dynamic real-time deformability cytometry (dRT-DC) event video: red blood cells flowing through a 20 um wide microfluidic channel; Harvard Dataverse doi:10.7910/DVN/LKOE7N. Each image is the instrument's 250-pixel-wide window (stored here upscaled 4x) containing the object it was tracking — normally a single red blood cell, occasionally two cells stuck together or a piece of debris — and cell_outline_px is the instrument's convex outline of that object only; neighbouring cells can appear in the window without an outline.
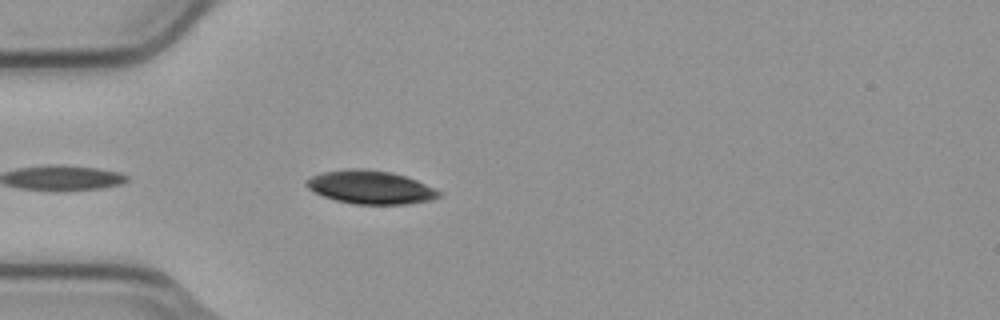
{"species": "common noctule bat (a hibernating species)", "species_latin": "Nyctalus noctula", "temperature_condition": "cold", "stored_images_in_passage": 5, "camera_frame_rate_fps": 3000, "um_per_image_px": 0.085, "animal": {"sex": "male", "body_mass_g": 23.1, "forearm_length_mm": 52.7}, "frame": {"image": 1, "passage_image": 5, "time_ms": 1.333, "image_size_px": [1000, 320], "cell_outline_px": [[440, 196], [432, 200], [408, 204], [356, 204], [336, 200], [324, 196], [308, 188], [304, 184], [304, 180], [320, 172], [344, 168], [364, 168], [392, 172], [416, 180], [440, 192]], "centroid_in_image_um": [31.44, 15.9], "position_along_channel_um": 53.6, "area_um2": 25.78}}